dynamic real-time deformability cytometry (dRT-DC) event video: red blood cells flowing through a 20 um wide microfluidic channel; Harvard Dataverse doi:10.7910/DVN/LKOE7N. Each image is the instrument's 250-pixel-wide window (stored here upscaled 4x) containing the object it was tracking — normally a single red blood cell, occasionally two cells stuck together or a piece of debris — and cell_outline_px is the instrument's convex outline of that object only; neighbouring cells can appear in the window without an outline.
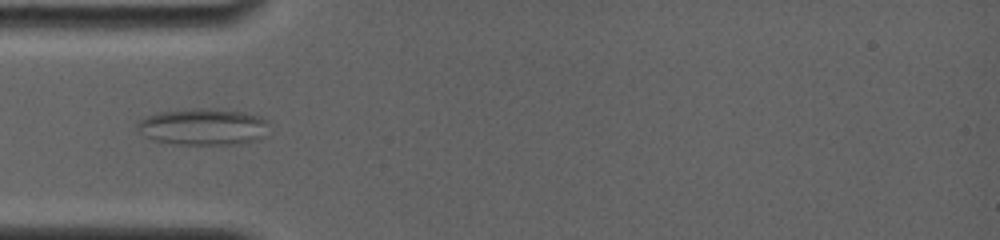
{"species": "common noctule bat (a hibernating species)", "species_latin": "Nyctalus noctula", "temperature_condition": "room temperature", "stored_images_in_passage": 9, "camera_frame_rate_fps": 4000, "um_per_image_px": 0.085, "animal": {"sex": "female", "body_mass_g": 19.0, "forearm_length_mm": 56.7}, "frame": {"image": 1, "passage_image": 6, "time_ms": 4.75, "image_size_px": [1000, 240], "cell_outline_px": [[268, 120], [256, 140], [236, 144], [176, 144], [152, 140], [144, 136], [136, 128], [136, 124], [140, 120], [148, 116], [160, 112], [196, 108], [212, 108], [244, 112]], "centroid_in_image_um": [17.16, 10.77], "position_along_channel_um": 67.8, "area_um2": 27.57}}
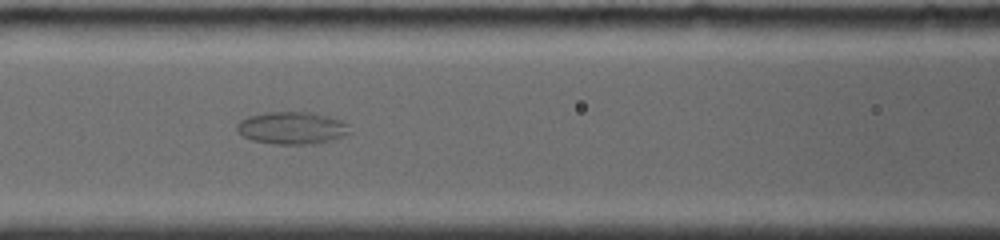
{"frame": {"image": 2, "passage_image": 8, "time_ms": 6.75, "image_size_px": [1000, 240], "cell_outline_px": [[352, 132], [332, 140], [308, 144], [272, 144], [252, 140], [244, 136], [236, 128], [236, 124], [240, 120], [248, 116], [268, 112], [308, 112], [340, 120], [348, 124]], "centroid_in_image_um": [24.8, 10.88], "position_along_channel_um": 141.8, "area_um2": 21.1}}
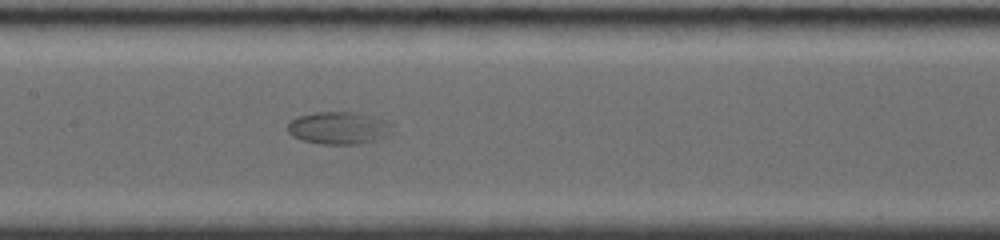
{"frame": {"image": 3, "passage_image": 9, "time_ms": 7.75, "image_size_px": [1000, 240], "cell_outline_px": [[396, 132], [380, 140], [360, 144], [320, 144], [300, 140], [292, 136], [288, 132], [288, 124], [292, 120], [300, 116], [316, 112], [356, 112], [384, 120], [392, 124]], "centroid_in_image_um": [28.86, 10.9], "position_along_channel_um": 178.5, "area_um2": 20.11}}